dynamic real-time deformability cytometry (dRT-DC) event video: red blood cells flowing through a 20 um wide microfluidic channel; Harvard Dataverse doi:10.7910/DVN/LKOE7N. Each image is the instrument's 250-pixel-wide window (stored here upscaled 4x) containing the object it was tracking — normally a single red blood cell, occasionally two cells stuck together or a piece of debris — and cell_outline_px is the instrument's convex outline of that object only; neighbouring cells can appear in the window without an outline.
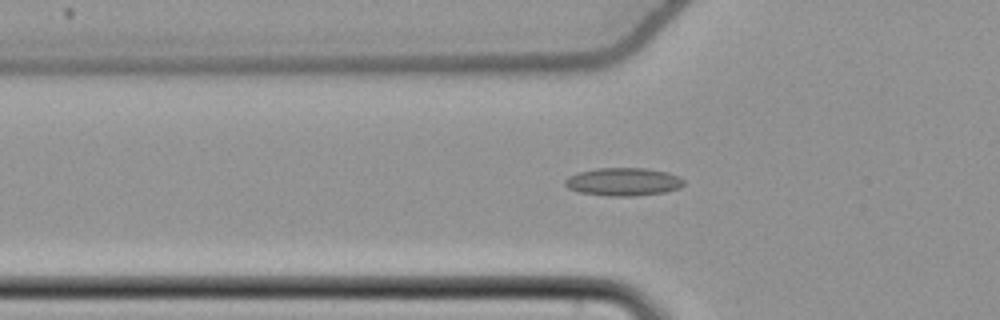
{"species": "common noctule bat (a hibernating species)", "species_latin": "Nyctalus noctula", "temperature_condition": "cold", "stored_images_in_passage": 52, "camera_frame_rate_fps": 3000, "um_per_image_px": 0.085, "animal": {"sex": "female", "body_mass_g": 22.7, "forearm_length_mm": 54.2}, "frame": {"image": 1, "passage_image": 20, "time_ms": 6.333, "image_size_px": [1000, 320], "cell_outline_px": [[684, 184], [680, 188], [664, 192], [632, 196], [608, 196], [580, 192], [568, 188], [564, 184], [564, 180], [568, 176], [576, 172], [596, 168], [648, 168], [668, 172], [684, 180]], "centroid_in_image_um": [52.95, 15.44], "position_along_channel_um": 72.8, "area_um2": 19.48}}
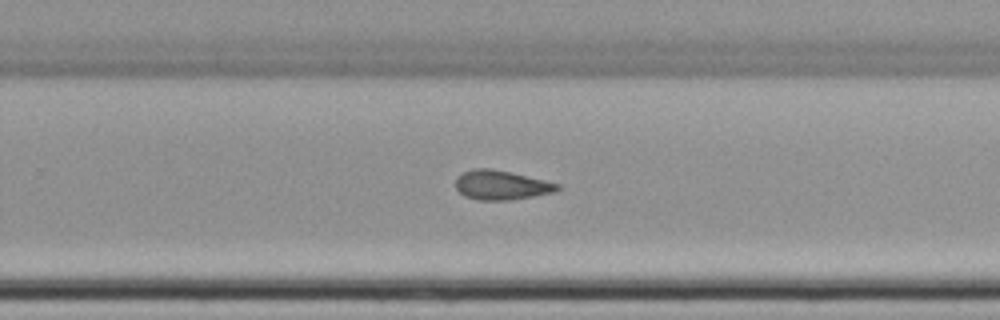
{"frame": {"image": 2, "passage_image": 37, "time_ms": 12.0, "image_size_px": [1000, 320], "cell_outline_px": [[560, 188], [556, 192], [512, 200], [476, 200], [464, 196], [456, 188], [456, 176], [472, 168], [488, 168], [512, 172], [560, 184]], "centroid_in_image_um": [42.61, 15.73], "position_along_channel_um": 287.2, "area_um2": 17.57}}
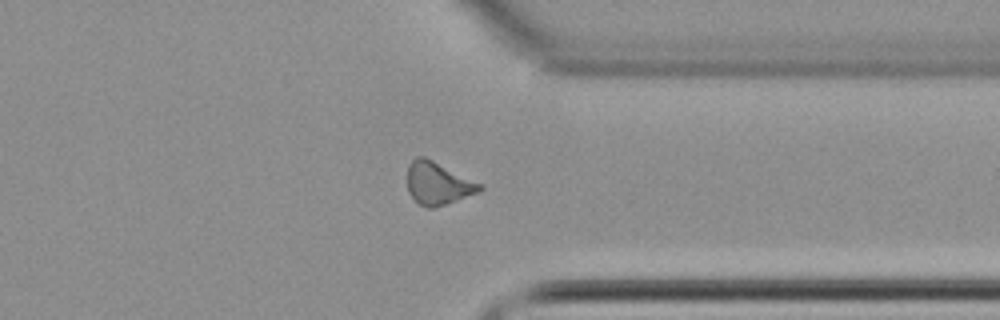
{"frame": {"image": 3, "passage_image": 44, "time_ms": 14.333, "image_size_px": [1000, 320], "cell_outline_px": [[484, 188], [476, 192], [456, 200], [432, 208], [424, 208], [408, 192], [408, 164], [416, 156], [424, 156], [484, 184]], "centroid_in_image_um": [37.22, 15.56], "position_along_channel_um": 374.2, "area_um2": 17.86}, "authors_computed_cell_mechanics": {"area_um2": 17.629, "velocity_mm_per_s": 3.8052, "shape_relaxation_time_tau1_ms": null, "shape_relaxation_time_tau2_ms": 3.5522, "deformation_change_tau1": null, "deformation_change_tau2": 0.0892}}